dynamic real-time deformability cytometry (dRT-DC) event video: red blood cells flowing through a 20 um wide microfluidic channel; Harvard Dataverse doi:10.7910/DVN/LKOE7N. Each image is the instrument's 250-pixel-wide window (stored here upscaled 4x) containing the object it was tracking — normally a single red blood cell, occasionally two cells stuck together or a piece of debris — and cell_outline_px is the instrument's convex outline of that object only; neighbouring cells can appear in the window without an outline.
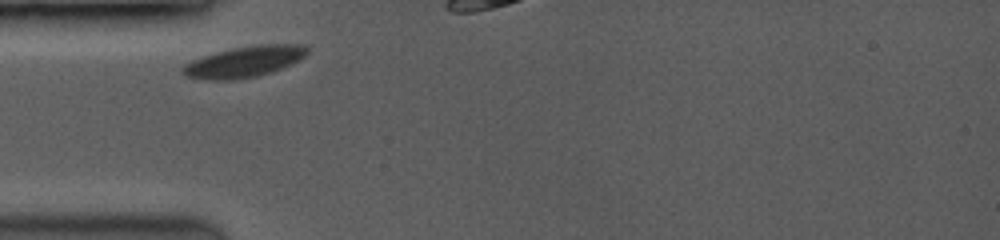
{"species": "common noctule bat (a hibernating species)", "species_latin": "Nyctalus noctula", "temperature_condition": "room temperature", "stored_images_in_passage": 8, "camera_frame_rate_fps": 3500, "um_per_image_px": 0.085, "animal": {"sex": "female", "body_mass_g": 19.0, "forearm_length_mm": 53.3}, "frame": {"image": 1, "passage_image": 1, "time_ms": 0.0, "image_size_px": [1000, 240], "cell_outline_px": [[308, 52], [304, 56], [280, 68], [256, 76], [232, 80], [212, 80], [188, 76], [180, 72], [180, 68], [184, 64], [192, 60], [216, 52], [232, 48], [256, 44], [304, 44], [308, 48]], "centroid_in_image_um": [20.72, 5.23], "position_along_channel_um": 64.3, "area_um2": 22.14}}